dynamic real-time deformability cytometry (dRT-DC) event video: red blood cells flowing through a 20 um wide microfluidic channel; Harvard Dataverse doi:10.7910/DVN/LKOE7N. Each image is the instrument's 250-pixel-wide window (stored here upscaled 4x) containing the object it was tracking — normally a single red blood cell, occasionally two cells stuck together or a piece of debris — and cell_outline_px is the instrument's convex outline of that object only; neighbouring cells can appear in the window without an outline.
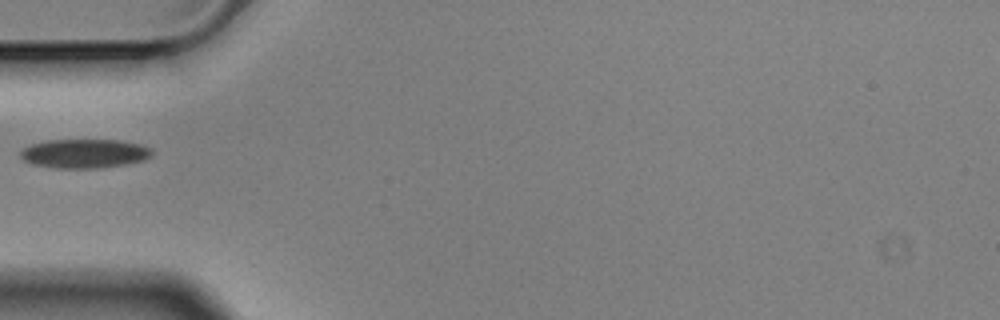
{"species": "Egyptian fruit bat (a non-hibernating species)", "species_latin": "Rousettus aegyptiacus", "temperature_condition": "cold", "stored_images_in_passage": 39, "camera_frame_rate_fps": 3000, "um_per_image_px": 0.085, "animal": {"sex": "male"}, "frame": {"image": 1, "passage_image": 1, "time_ms": 0.0, "image_size_px": [1000, 320], "cell_outline_px": [[152, 156], [144, 160], [124, 164], [100, 168], [56, 168], [32, 164], [24, 160], [20, 156], [20, 152], [24, 148], [32, 144], [48, 140], [120, 140], [140, 144], [152, 148]], "centroid_in_image_um": [7.2, 13.05], "position_along_channel_um": 77.8, "area_um2": 22.25}}
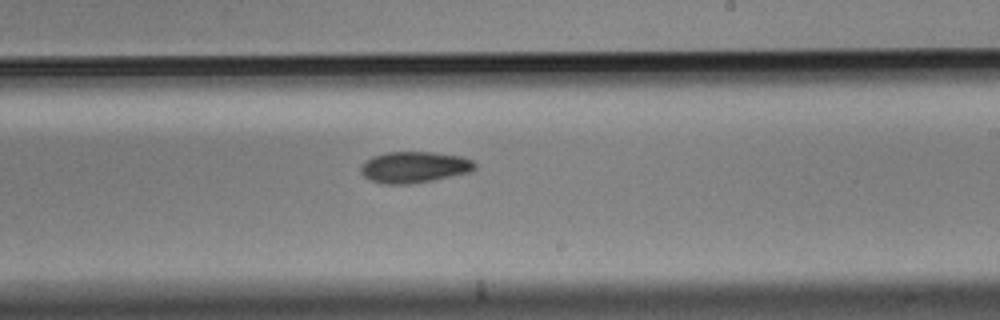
{"frame": {"image": 2, "passage_image": 16, "time_ms": 5.0, "image_size_px": [1000, 320], "cell_outline_px": [[476, 168], [472, 172], [432, 180], [408, 184], [384, 184], [372, 180], [364, 176], [360, 172], [360, 168], [364, 160], [372, 156], [388, 152], [432, 152], [460, 156], [472, 160], [476, 164]], "centroid_in_image_um": [35.21, 14.2], "position_along_channel_um": 253.8, "area_um2": 20.81}}
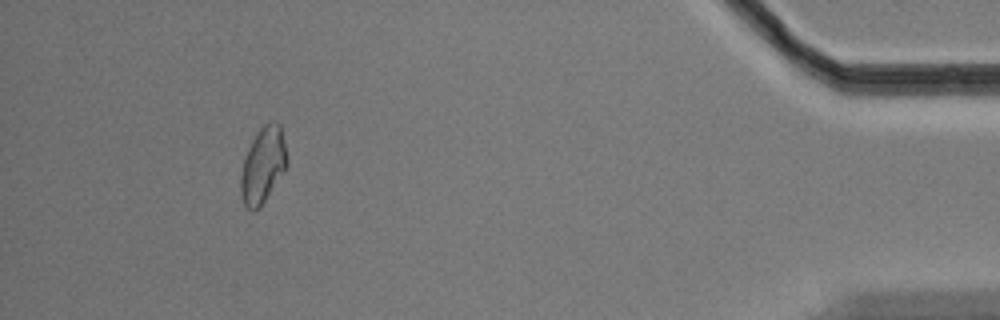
{"frame": {"image": 3, "passage_image": 35, "time_ms": 11.333, "image_size_px": [1000, 320], "cell_outline_px": [[288, 164], [260, 208], [252, 212], [244, 204], [240, 196], [240, 176], [244, 160], [248, 148], [256, 132], [264, 124], [280, 124], [288, 156]], "centroid_in_image_um": [22.34, 14.08], "position_along_channel_um": 412.9, "area_um2": 20.35}}